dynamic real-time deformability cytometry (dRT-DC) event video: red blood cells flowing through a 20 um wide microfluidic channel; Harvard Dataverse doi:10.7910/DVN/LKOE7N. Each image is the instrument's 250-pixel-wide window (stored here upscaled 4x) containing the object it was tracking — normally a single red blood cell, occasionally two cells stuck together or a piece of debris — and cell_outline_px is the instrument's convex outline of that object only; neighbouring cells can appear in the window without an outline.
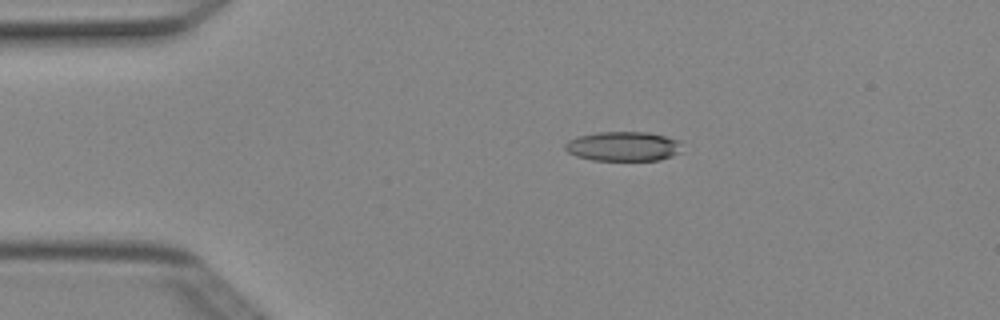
{"species": "Egyptian fruit bat (a non-hibernating species)", "species_latin": "Rousettus aegyptiacus", "temperature_condition": "cold", "stored_images_in_passage": 4, "camera_frame_rate_fps": 3000, "um_per_image_px": 0.085, "animal": {"sex": "female"}, "frame": {"image": 1, "passage_image": 3, "time_ms": 0.667, "image_size_px": [1000, 320], "cell_outline_px": [[680, 152], [672, 156], [660, 160], [592, 160], [576, 156], [568, 152], [564, 148], [564, 144], [568, 140], [576, 136], [600, 132], [648, 132], [680, 140]], "centroid_in_image_um": [52.95, 12.44], "position_along_channel_um": 32.0, "area_um2": 20.17}}